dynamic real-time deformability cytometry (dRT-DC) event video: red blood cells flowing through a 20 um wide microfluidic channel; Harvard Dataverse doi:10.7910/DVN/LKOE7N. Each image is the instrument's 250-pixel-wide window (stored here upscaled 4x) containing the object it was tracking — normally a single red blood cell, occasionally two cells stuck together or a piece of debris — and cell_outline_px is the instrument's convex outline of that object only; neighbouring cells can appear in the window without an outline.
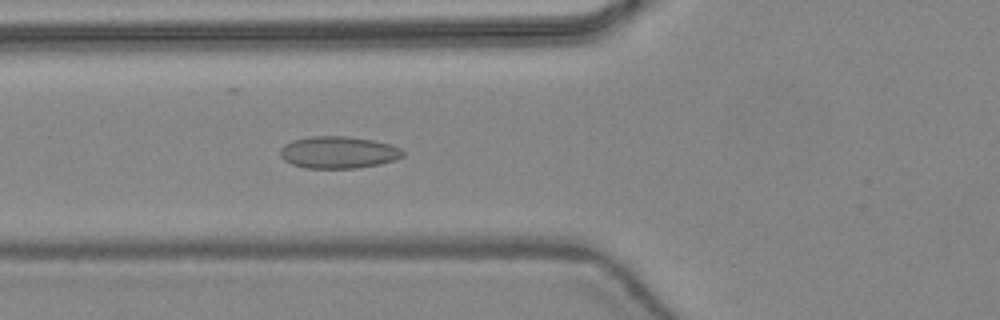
{"species": "common noctule bat (a hibernating species)", "species_latin": "Nyctalus noctula", "temperature_condition": "warm", "stored_images_in_passage": 48, "camera_frame_rate_fps": 3000, "um_per_image_px": 0.085, "animal": {"sex": "female", "body_mass_g": 24.6, "forearm_length_mm": 56.2}, "frame": {"image": 1, "passage_image": 19, "time_ms": 6.0, "image_size_px": [1000, 320], "cell_outline_px": [[404, 156], [396, 160], [380, 164], [356, 168], [304, 168], [292, 164], [284, 160], [280, 156], [280, 148], [284, 144], [292, 140], [312, 136], [348, 136], [372, 140], [392, 144], [400, 148], [404, 152]], "centroid_in_image_um": [28.77, 12.95], "position_along_channel_um": 97.0, "area_um2": 23.12}}
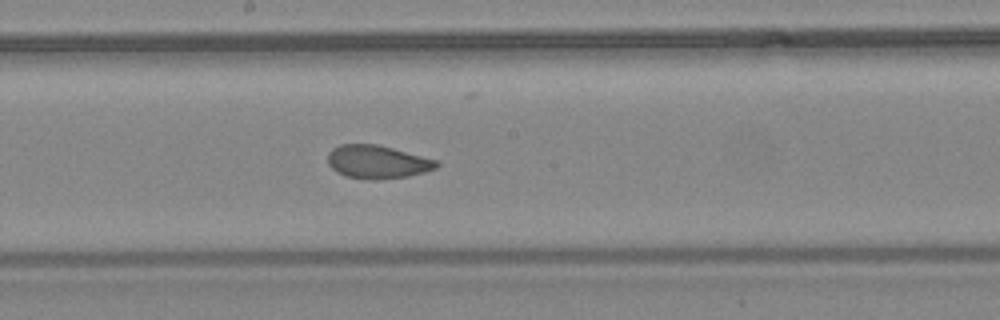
{"frame": {"image": 2, "passage_image": 27, "time_ms": 8.667, "image_size_px": [1000, 320], "cell_outline_px": [[440, 164], [436, 168], [424, 172], [408, 176], [380, 180], [368, 180], [344, 176], [336, 172], [328, 164], [328, 152], [332, 148], [340, 144], [376, 144], [392, 148], [436, 160]], "centroid_in_image_um": [32.03, 13.77], "position_along_channel_um": 216.2, "area_um2": 21.15}}
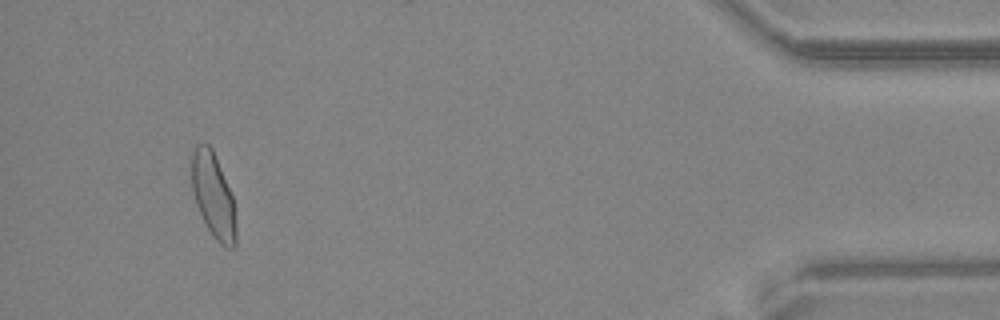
{"frame": {"image": 3, "passage_image": 45, "time_ms": 14.667, "image_size_px": [1000, 320], "cell_outline_px": [[236, 244], [232, 248], [228, 248], [220, 244], [212, 236], [196, 204], [192, 192], [188, 156], [196, 144], [208, 144], [212, 148], [232, 196], [236, 228]], "centroid_in_image_um": [18.07, 16.57], "position_along_channel_um": 417.1, "area_um2": 22.2}, "authors_computed_cell_mechanics": {"area_um2": 22.253, "velocity_mm_per_s": 4.4559, "shape_relaxation_time_tau1_ms": 10.0133, "shape_relaxation_time_tau2_ms": 1.0568, "deformation_change_tau1": 0.2176, "deformation_change_tau2": 0.0645}}